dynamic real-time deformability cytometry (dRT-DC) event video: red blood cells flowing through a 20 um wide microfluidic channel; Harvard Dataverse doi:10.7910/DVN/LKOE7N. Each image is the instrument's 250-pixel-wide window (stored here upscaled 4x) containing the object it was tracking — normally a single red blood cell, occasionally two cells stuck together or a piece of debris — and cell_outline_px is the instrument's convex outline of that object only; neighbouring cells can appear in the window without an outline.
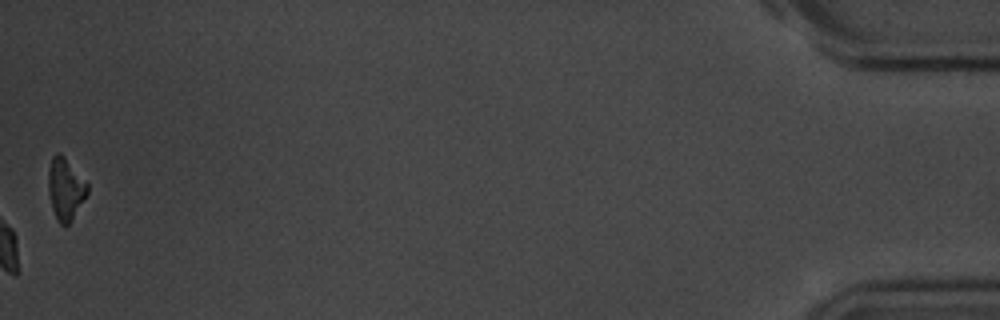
{"species": "common noctule bat (a hibernating species)", "species_latin": "Nyctalus noctula", "temperature_condition": "room temperature", "stored_images_in_passage": 47, "camera_frame_rate_fps": 3000, "um_per_image_px": 0.085, "animal": {"sex": "male", "body_mass_g": 20.1, "forearm_length_mm": 53.5}, "frame": {"image": 1, "passage_image": 47, "time_ms": 15.333, "image_size_px": [1000, 320], "cell_outline_px": [[88, 192], [68, 224], [60, 224], [56, 220], [52, 208], [48, 192], [48, 172], [52, 156], [56, 152], [60, 152], [64, 156], [88, 184]], "centroid_in_image_um": [5.53, 16.02], "position_along_channel_um": 429.7, "area_um2": 13.87}, "authors_computed_cell_mechanics": {"area_um2": 17.8024, "velocity_mm_per_s": 3.525, "shape_relaxation_time_tau1_ms": 7.2266, "shape_relaxation_time_tau2_ms": 2.6593, "deformation_change_tau1": 0.2583, "deformation_change_tau2": 0.0321}}